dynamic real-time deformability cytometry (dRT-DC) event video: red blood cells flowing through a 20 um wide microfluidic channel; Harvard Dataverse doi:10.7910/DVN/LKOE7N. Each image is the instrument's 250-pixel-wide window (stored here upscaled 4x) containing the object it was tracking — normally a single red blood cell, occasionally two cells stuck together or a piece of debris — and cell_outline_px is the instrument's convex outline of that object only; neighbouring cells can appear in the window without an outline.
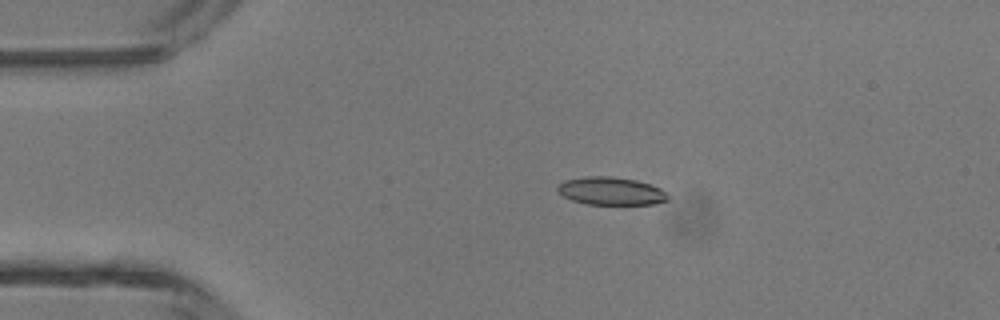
{"species": "common noctule bat (a hibernating species)", "species_latin": "Nyctalus noctula", "temperature_condition": "room temperature", "stored_images_in_passage": 2, "camera_frame_rate_fps": 3000, "um_per_image_px": 0.085, "animal": {"sex": "male", "body_mass_g": 13.3}, "frame": {"image": 1, "passage_image": 1, "time_ms": 0.0, "image_size_px": [1000, 320], "cell_outline_px": [[668, 200], [656, 204], [588, 204], [572, 200], [556, 192], [556, 188], [564, 180], [588, 176], [612, 176], [636, 180], [652, 184], [660, 188], [668, 196]], "centroid_in_image_um": [51.93, 16.23], "position_along_channel_um": 33.1, "area_um2": 17.98}}